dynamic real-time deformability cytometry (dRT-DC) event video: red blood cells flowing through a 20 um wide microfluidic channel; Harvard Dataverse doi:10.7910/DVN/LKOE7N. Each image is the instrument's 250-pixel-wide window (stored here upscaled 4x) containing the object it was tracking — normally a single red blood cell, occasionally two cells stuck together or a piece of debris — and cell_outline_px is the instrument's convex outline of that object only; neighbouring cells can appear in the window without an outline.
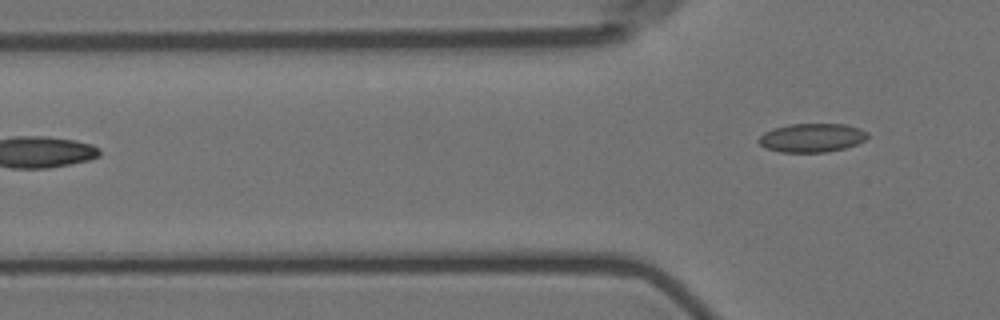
{"species": "Egyptian fruit bat (a non-hibernating species)", "species_latin": "Rousettus aegyptiacus", "temperature_condition": "room temperature", "stored_images_in_passage": 2, "camera_frame_rate_fps": 3000, "um_per_image_px": 0.085, "animal": {"sex": "female"}, "frame": {"image": 1, "passage_image": 2, "time_ms": 1.333, "image_size_px": [1000, 320], "cell_outline_px": [[868, 136], [864, 140], [856, 144], [844, 148], [828, 152], [780, 152], [764, 148], [756, 140], [764, 132], [772, 128], [788, 124], [844, 124], [860, 128], [868, 132]], "centroid_in_image_um": [68.97, 11.71], "position_along_channel_um": 56.8, "area_um2": 18.38}}